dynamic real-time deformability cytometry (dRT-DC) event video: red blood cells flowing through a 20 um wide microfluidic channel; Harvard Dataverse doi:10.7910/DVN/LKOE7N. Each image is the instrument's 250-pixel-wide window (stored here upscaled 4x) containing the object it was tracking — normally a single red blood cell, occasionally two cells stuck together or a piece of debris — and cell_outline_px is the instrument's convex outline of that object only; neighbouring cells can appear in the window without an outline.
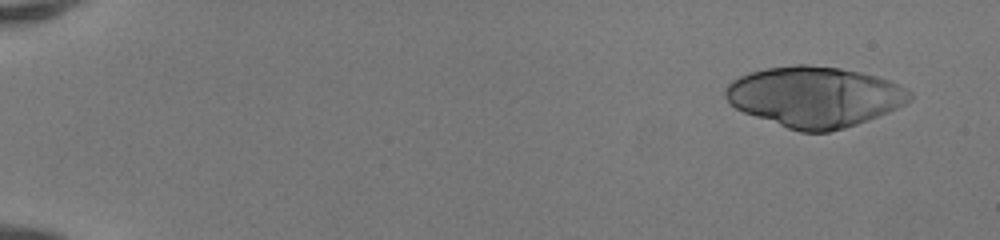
{"species": "human", "species_latin": "Homo sapiens", "temperature_condition": "room temperature", "stored_images_in_passage": 41, "camera_frame_rate_fps": 3000, "um_per_image_px": 0.085, "donor": {"sex": "female"}, "frame": {"image": 1, "passage_image": 4, "time_ms": 1.0, "image_size_px": [1000, 240], "cell_outline_px": [[912, 100], [888, 112], [856, 124], [844, 128], [828, 132], [800, 132], [788, 128], [744, 112], [736, 108], [724, 96], [724, 88], [732, 80], [740, 76], [752, 72], [768, 68], [796, 64], [804, 64], [840, 68], [860, 72], [876, 76], [888, 80], [908, 88], [912, 92]], "centroid_in_image_um": [69.26, 8.22], "position_along_channel_um": 15.7, "area_um2": 64.68}}
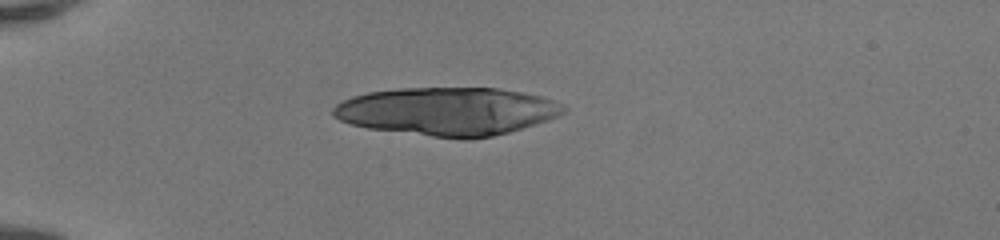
{"frame": {"image": 2, "passage_image": 15, "time_ms": 4.667, "image_size_px": [1000, 240], "cell_outline_px": [[568, 108], [560, 116], [548, 120], [508, 132], [492, 136], [468, 140], [464, 140], [368, 128], [352, 124], [340, 120], [332, 116], [332, 108], [336, 104], [352, 96], [368, 92], [400, 88], [496, 88], [520, 92], [540, 96], [564, 104]], "centroid_in_image_um": [38.04, 9.46], "position_along_channel_um": 47.0, "area_um2": 64.56}}